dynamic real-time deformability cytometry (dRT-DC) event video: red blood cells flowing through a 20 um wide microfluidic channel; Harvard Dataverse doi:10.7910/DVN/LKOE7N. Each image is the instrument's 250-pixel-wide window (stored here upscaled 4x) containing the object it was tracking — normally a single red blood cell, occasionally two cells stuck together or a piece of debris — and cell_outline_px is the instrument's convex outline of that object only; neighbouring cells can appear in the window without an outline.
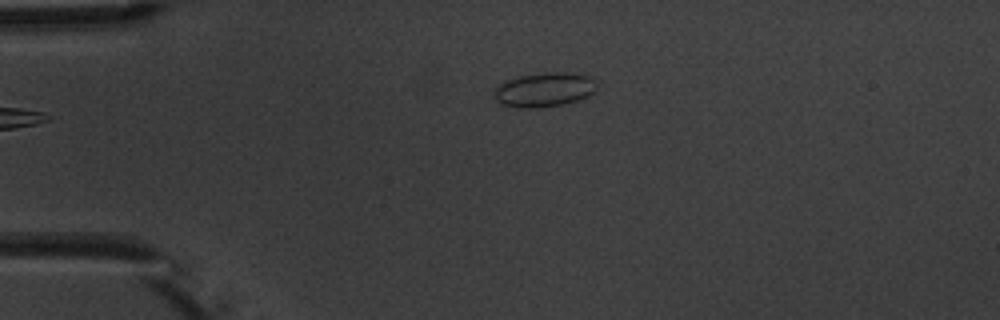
{"species": "common noctule bat (a hibernating species)", "species_latin": "Nyctalus noctula", "temperature_condition": "warm", "stored_images_in_passage": 2, "camera_frame_rate_fps": 3000, "um_per_image_px": 0.085, "animal": {"sex": "male", "body_mass_g": 20.1, "forearm_length_mm": 53.5}, "frame": {"image": 1, "passage_image": 2, "time_ms": 1.333, "image_size_px": [1000, 320], "cell_outline_px": [[596, 84], [592, 92], [588, 96], [576, 100], [560, 104], [532, 108], [520, 108], [504, 104], [496, 100], [496, 84], [504, 80], [520, 76], [544, 72], [564, 72], [592, 76]], "centroid_in_image_um": [46.25, 7.6], "position_along_channel_um": 38.8, "area_um2": 20.23}}